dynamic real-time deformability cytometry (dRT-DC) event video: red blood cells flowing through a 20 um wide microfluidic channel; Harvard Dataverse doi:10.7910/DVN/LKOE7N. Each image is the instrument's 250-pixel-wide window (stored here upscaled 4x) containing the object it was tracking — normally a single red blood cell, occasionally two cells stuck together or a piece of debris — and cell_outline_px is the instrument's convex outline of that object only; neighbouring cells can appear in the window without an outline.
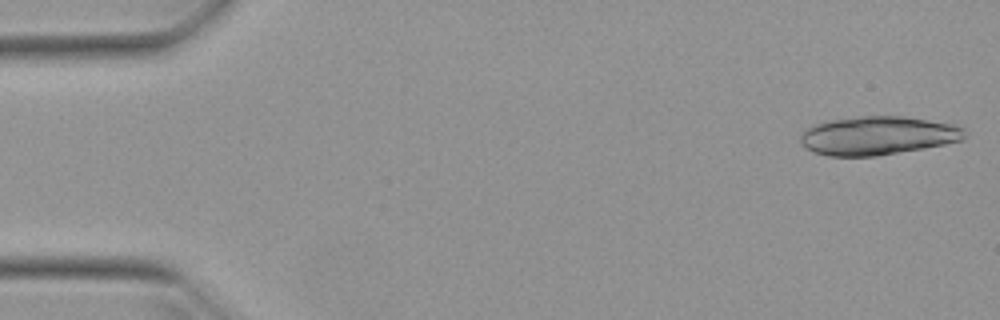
{"species": "Egyptian fruit bat (a non-hibernating species)", "species_latin": "Rousettus aegyptiacus", "temperature_condition": "warm", "stored_images_in_passage": 14, "camera_frame_rate_fps": 3000, "um_per_image_px": 0.085, "animal": {"sex": "female"}, "frame": {"image": 1, "passage_image": 1, "time_ms": 0.0, "image_size_px": [1000, 320], "cell_outline_px": [[968, 136], [964, 140], [924, 148], [876, 156], [828, 156], [812, 152], [804, 148], [800, 140], [800, 136], [808, 128], [816, 124], [832, 120], [860, 116], [904, 116], [956, 124], [964, 128], [968, 132]], "centroid_in_image_um": [74.67, 11.53], "position_along_channel_um": 10.3, "area_um2": 37.17}}